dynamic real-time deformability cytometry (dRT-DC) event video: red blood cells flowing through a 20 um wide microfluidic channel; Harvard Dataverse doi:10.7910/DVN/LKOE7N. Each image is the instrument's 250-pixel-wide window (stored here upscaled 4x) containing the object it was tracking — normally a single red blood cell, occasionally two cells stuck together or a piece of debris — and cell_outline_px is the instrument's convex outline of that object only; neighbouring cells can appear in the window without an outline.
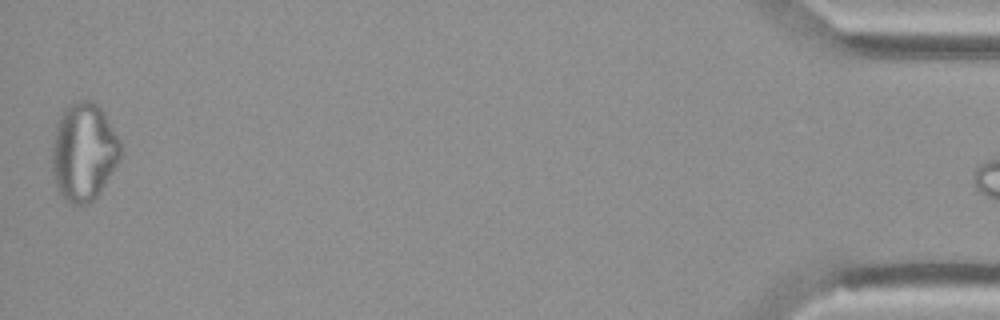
{"species": "Egyptian fruit bat (a non-hibernating species)", "species_latin": "Rousettus aegyptiacus", "temperature_condition": "cold", "stored_images_in_passage": 38, "camera_frame_rate_fps": 3000, "um_per_image_px": 0.085, "animal": {"sex": "female"}, "frame": {"image": 1, "passage_image": 38, "time_ms": 12.333, "image_size_px": [1000, 320], "cell_outline_px": [[120, 156], [116, 164], [100, 192], [88, 204], [72, 204], [60, 192], [56, 184], [52, 172], [52, 140], [56, 124], [64, 108], [80, 100], [92, 100], [104, 112], [120, 140]], "centroid_in_image_um": [7.1, 12.88], "position_along_channel_um": 428.1, "area_um2": 38.73}, "authors_computed_cell_mechanics": {"area_um2": 28.4954, "velocity_mm_per_s": 3.7044, "shape_relaxation_time_tau1_ms": null, "shape_relaxation_time_tau2_ms": 2.9661, "deformation_change_tau1": null, "deformation_change_tau2": 0.1356}}